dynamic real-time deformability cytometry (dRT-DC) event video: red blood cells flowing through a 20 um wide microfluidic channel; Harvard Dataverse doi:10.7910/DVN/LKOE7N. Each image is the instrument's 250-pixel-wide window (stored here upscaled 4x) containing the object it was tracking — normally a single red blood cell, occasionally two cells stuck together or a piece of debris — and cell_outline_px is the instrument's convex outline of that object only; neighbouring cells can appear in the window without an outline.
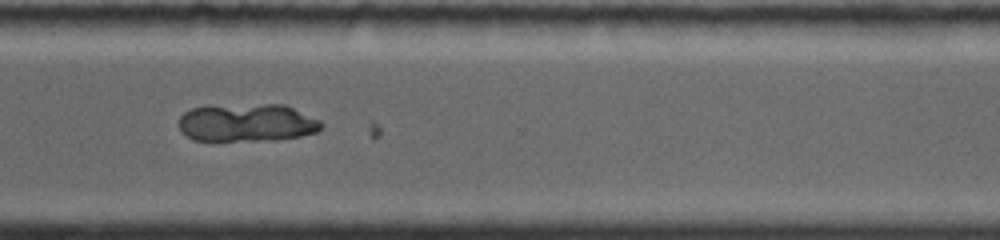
{"species": "common noctule bat (a hibernating species)", "species_latin": "Nyctalus noctula", "temperature_condition": "room temperature", "stored_images_in_passage": 32, "camera_frame_rate_fps": 4000, "um_per_image_px": 0.085, "animal": {"sex": "female", "body_mass_g": 19.0, "forearm_length_mm": 56.7}, "frame": {"image": 1, "passage_image": 31, "time_ms": 7.0, "image_size_px": [1000, 240], "cell_outline_px": [[324, 124], [316, 132], [300, 136], [276, 140], [192, 140], [184, 136], [180, 132], [180, 116], [184, 112], [192, 108], [208, 104], [284, 104], [320, 120]], "centroid_in_image_um": [20.94, 10.41], "position_along_channel_um": 349.7, "area_um2": 31.96}}